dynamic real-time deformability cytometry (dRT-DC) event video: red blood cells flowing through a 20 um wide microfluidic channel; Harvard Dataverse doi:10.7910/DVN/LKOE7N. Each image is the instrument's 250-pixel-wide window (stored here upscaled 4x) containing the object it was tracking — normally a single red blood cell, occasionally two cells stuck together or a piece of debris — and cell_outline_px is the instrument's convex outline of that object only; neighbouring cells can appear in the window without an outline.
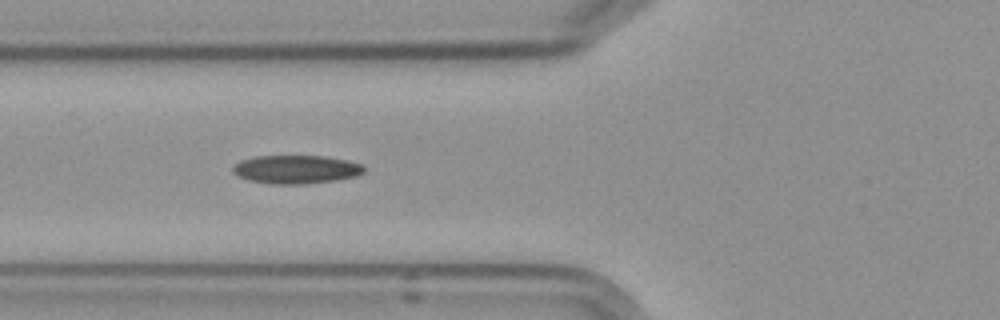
{"species": "Egyptian fruit bat (a non-hibernating species)", "species_latin": "Rousettus aegyptiacus", "temperature_condition": "cold", "stored_images_in_passage": 9, "camera_frame_rate_fps": 3000, "um_per_image_px": 0.085, "frame": {"image": 1, "passage_image": 4, "time_ms": 3.333, "image_size_px": [1000, 320], "cell_outline_px": [[364, 172], [356, 176], [336, 180], [304, 184], [268, 184], [248, 180], [236, 176], [232, 172], [232, 168], [240, 160], [256, 156], [324, 156], [348, 160], [364, 164]], "centroid_in_image_um": [25.16, 14.4], "position_along_channel_um": 100.6, "area_um2": 21.96}}